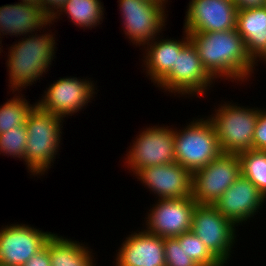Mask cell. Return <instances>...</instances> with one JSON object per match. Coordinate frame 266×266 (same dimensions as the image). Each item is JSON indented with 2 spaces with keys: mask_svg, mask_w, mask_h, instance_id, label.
<instances>
[{
  "mask_svg": "<svg viewBox=\"0 0 266 266\" xmlns=\"http://www.w3.org/2000/svg\"><path fill=\"white\" fill-rule=\"evenodd\" d=\"M133 141L124 164L134 175L146 167L175 162L174 128L147 127Z\"/></svg>",
  "mask_w": 266,
  "mask_h": 266,
  "instance_id": "10",
  "label": "cell"
},
{
  "mask_svg": "<svg viewBox=\"0 0 266 266\" xmlns=\"http://www.w3.org/2000/svg\"><path fill=\"white\" fill-rule=\"evenodd\" d=\"M266 201L264 195L246 177L240 175L213 206L236 226L258 213ZM261 206V207H260Z\"/></svg>",
  "mask_w": 266,
  "mask_h": 266,
  "instance_id": "16",
  "label": "cell"
},
{
  "mask_svg": "<svg viewBox=\"0 0 266 266\" xmlns=\"http://www.w3.org/2000/svg\"><path fill=\"white\" fill-rule=\"evenodd\" d=\"M165 4L167 3L168 4V0H162Z\"/></svg>",
  "mask_w": 266,
  "mask_h": 266,
  "instance_id": "34",
  "label": "cell"
},
{
  "mask_svg": "<svg viewBox=\"0 0 266 266\" xmlns=\"http://www.w3.org/2000/svg\"><path fill=\"white\" fill-rule=\"evenodd\" d=\"M135 176L158 199L191 197L192 173L179 163L146 167Z\"/></svg>",
  "mask_w": 266,
  "mask_h": 266,
  "instance_id": "15",
  "label": "cell"
},
{
  "mask_svg": "<svg viewBox=\"0 0 266 266\" xmlns=\"http://www.w3.org/2000/svg\"><path fill=\"white\" fill-rule=\"evenodd\" d=\"M237 155L241 175L250 180L266 198V151L249 149Z\"/></svg>",
  "mask_w": 266,
  "mask_h": 266,
  "instance_id": "23",
  "label": "cell"
},
{
  "mask_svg": "<svg viewBox=\"0 0 266 266\" xmlns=\"http://www.w3.org/2000/svg\"><path fill=\"white\" fill-rule=\"evenodd\" d=\"M21 2L29 3L35 6H38L42 9L43 0H21Z\"/></svg>",
  "mask_w": 266,
  "mask_h": 266,
  "instance_id": "32",
  "label": "cell"
},
{
  "mask_svg": "<svg viewBox=\"0 0 266 266\" xmlns=\"http://www.w3.org/2000/svg\"><path fill=\"white\" fill-rule=\"evenodd\" d=\"M236 30L256 65L266 63V6L238 10Z\"/></svg>",
  "mask_w": 266,
  "mask_h": 266,
  "instance_id": "20",
  "label": "cell"
},
{
  "mask_svg": "<svg viewBox=\"0 0 266 266\" xmlns=\"http://www.w3.org/2000/svg\"><path fill=\"white\" fill-rule=\"evenodd\" d=\"M46 244L49 246L51 266H96L91 249L79 241L53 233Z\"/></svg>",
  "mask_w": 266,
  "mask_h": 266,
  "instance_id": "21",
  "label": "cell"
},
{
  "mask_svg": "<svg viewBox=\"0 0 266 266\" xmlns=\"http://www.w3.org/2000/svg\"><path fill=\"white\" fill-rule=\"evenodd\" d=\"M151 1H153L155 3H159V4H165L162 0H151Z\"/></svg>",
  "mask_w": 266,
  "mask_h": 266,
  "instance_id": "33",
  "label": "cell"
},
{
  "mask_svg": "<svg viewBox=\"0 0 266 266\" xmlns=\"http://www.w3.org/2000/svg\"><path fill=\"white\" fill-rule=\"evenodd\" d=\"M184 242V250L199 266H224L190 230L178 236Z\"/></svg>",
  "mask_w": 266,
  "mask_h": 266,
  "instance_id": "25",
  "label": "cell"
},
{
  "mask_svg": "<svg viewBox=\"0 0 266 266\" xmlns=\"http://www.w3.org/2000/svg\"><path fill=\"white\" fill-rule=\"evenodd\" d=\"M16 95L17 93L0 106V134L25 125L28 114L36 105V103L29 104L23 95Z\"/></svg>",
  "mask_w": 266,
  "mask_h": 266,
  "instance_id": "24",
  "label": "cell"
},
{
  "mask_svg": "<svg viewBox=\"0 0 266 266\" xmlns=\"http://www.w3.org/2000/svg\"><path fill=\"white\" fill-rule=\"evenodd\" d=\"M187 8L183 24L187 33L236 29L238 8L233 0H191Z\"/></svg>",
  "mask_w": 266,
  "mask_h": 266,
  "instance_id": "14",
  "label": "cell"
},
{
  "mask_svg": "<svg viewBox=\"0 0 266 266\" xmlns=\"http://www.w3.org/2000/svg\"><path fill=\"white\" fill-rule=\"evenodd\" d=\"M204 119H194L183 130L174 128L175 162L191 173L222 153L213 125Z\"/></svg>",
  "mask_w": 266,
  "mask_h": 266,
  "instance_id": "5",
  "label": "cell"
},
{
  "mask_svg": "<svg viewBox=\"0 0 266 266\" xmlns=\"http://www.w3.org/2000/svg\"><path fill=\"white\" fill-rule=\"evenodd\" d=\"M203 67L215 79L247 81L256 63L246 51L243 38L236 29L216 32H190Z\"/></svg>",
  "mask_w": 266,
  "mask_h": 266,
  "instance_id": "1",
  "label": "cell"
},
{
  "mask_svg": "<svg viewBox=\"0 0 266 266\" xmlns=\"http://www.w3.org/2000/svg\"><path fill=\"white\" fill-rule=\"evenodd\" d=\"M95 87L93 81L86 78L59 77V80L46 88L47 91H44L42 99L36 104L42 110L62 118L73 116L91 102L97 90Z\"/></svg>",
  "mask_w": 266,
  "mask_h": 266,
  "instance_id": "11",
  "label": "cell"
},
{
  "mask_svg": "<svg viewBox=\"0 0 266 266\" xmlns=\"http://www.w3.org/2000/svg\"><path fill=\"white\" fill-rule=\"evenodd\" d=\"M67 0H43L42 12L50 20Z\"/></svg>",
  "mask_w": 266,
  "mask_h": 266,
  "instance_id": "30",
  "label": "cell"
},
{
  "mask_svg": "<svg viewBox=\"0 0 266 266\" xmlns=\"http://www.w3.org/2000/svg\"><path fill=\"white\" fill-rule=\"evenodd\" d=\"M49 25V19L43 14L40 7L18 2L0 7V36H17L34 34ZM34 32V33H33ZM0 42L2 43L1 37Z\"/></svg>",
  "mask_w": 266,
  "mask_h": 266,
  "instance_id": "18",
  "label": "cell"
},
{
  "mask_svg": "<svg viewBox=\"0 0 266 266\" xmlns=\"http://www.w3.org/2000/svg\"><path fill=\"white\" fill-rule=\"evenodd\" d=\"M166 266H199L184 250V242L177 236L164 238Z\"/></svg>",
  "mask_w": 266,
  "mask_h": 266,
  "instance_id": "27",
  "label": "cell"
},
{
  "mask_svg": "<svg viewBox=\"0 0 266 266\" xmlns=\"http://www.w3.org/2000/svg\"><path fill=\"white\" fill-rule=\"evenodd\" d=\"M253 150L266 151V109L260 108L253 135Z\"/></svg>",
  "mask_w": 266,
  "mask_h": 266,
  "instance_id": "28",
  "label": "cell"
},
{
  "mask_svg": "<svg viewBox=\"0 0 266 266\" xmlns=\"http://www.w3.org/2000/svg\"><path fill=\"white\" fill-rule=\"evenodd\" d=\"M236 227L213 205L197 204L193 211L191 231L224 266L236 242Z\"/></svg>",
  "mask_w": 266,
  "mask_h": 266,
  "instance_id": "6",
  "label": "cell"
},
{
  "mask_svg": "<svg viewBox=\"0 0 266 266\" xmlns=\"http://www.w3.org/2000/svg\"><path fill=\"white\" fill-rule=\"evenodd\" d=\"M183 32L185 34L182 40L162 38L159 40L158 36L147 43V47L143 46L145 49L143 55H146L143 56L144 63L142 65L144 68L146 67V76H149L154 85H157L171 71L175 65L176 54H179L181 49L190 41L188 33Z\"/></svg>",
  "mask_w": 266,
  "mask_h": 266,
  "instance_id": "19",
  "label": "cell"
},
{
  "mask_svg": "<svg viewBox=\"0 0 266 266\" xmlns=\"http://www.w3.org/2000/svg\"><path fill=\"white\" fill-rule=\"evenodd\" d=\"M125 36L136 46H146L165 29L166 4L151 0H118Z\"/></svg>",
  "mask_w": 266,
  "mask_h": 266,
  "instance_id": "9",
  "label": "cell"
},
{
  "mask_svg": "<svg viewBox=\"0 0 266 266\" xmlns=\"http://www.w3.org/2000/svg\"><path fill=\"white\" fill-rule=\"evenodd\" d=\"M238 10L266 6V0H233Z\"/></svg>",
  "mask_w": 266,
  "mask_h": 266,
  "instance_id": "31",
  "label": "cell"
},
{
  "mask_svg": "<svg viewBox=\"0 0 266 266\" xmlns=\"http://www.w3.org/2000/svg\"><path fill=\"white\" fill-rule=\"evenodd\" d=\"M197 204L192 197L158 199L145 218L144 230L161 238H174L190 231Z\"/></svg>",
  "mask_w": 266,
  "mask_h": 266,
  "instance_id": "12",
  "label": "cell"
},
{
  "mask_svg": "<svg viewBox=\"0 0 266 266\" xmlns=\"http://www.w3.org/2000/svg\"><path fill=\"white\" fill-rule=\"evenodd\" d=\"M52 232H44L26 224H11L0 228V264L23 266L40 251Z\"/></svg>",
  "mask_w": 266,
  "mask_h": 266,
  "instance_id": "13",
  "label": "cell"
},
{
  "mask_svg": "<svg viewBox=\"0 0 266 266\" xmlns=\"http://www.w3.org/2000/svg\"><path fill=\"white\" fill-rule=\"evenodd\" d=\"M116 253L115 266H166L164 238L144 229L129 234Z\"/></svg>",
  "mask_w": 266,
  "mask_h": 266,
  "instance_id": "17",
  "label": "cell"
},
{
  "mask_svg": "<svg viewBox=\"0 0 266 266\" xmlns=\"http://www.w3.org/2000/svg\"><path fill=\"white\" fill-rule=\"evenodd\" d=\"M103 5L100 0H67L49 23L53 24L64 12L76 26L92 29L101 24L100 22L104 19Z\"/></svg>",
  "mask_w": 266,
  "mask_h": 266,
  "instance_id": "22",
  "label": "cell"
},
{
  "mask_svg": "<svg viewBox=\"0 0 266 266\" xmlns=\"http://www.w3.org/2000/svg\"><path fill=\"white\" fill-rule=\"evenodd\" d=\"M215 80L208 74L202 65L195 46L189 41L176 54L175 65L171 71L157 84L162 90L174 95L180 94L204 96ZM202 94V95H201Z\"/></svg>",
  "mask_w": 266,
  "mask_h": 266,
  "instance_id": "8",
  "label": "cell"
},
{
  "mask_svg": "<svg viewBox=\"0 0 266 266\" xmlns=\"http://www.w3.org/2000/svg\"><path fill=\"white\" fill-rule=\"evenodd\" d=\"M27 142V130L25 125H20L0 134V155L12 156L23 160Z\"/></svg>",
  "mask_w": 266,
  "mask_h": 266,
  "instance_id": "26",
  "label": "cell"
},
{
  "mask_svg": "<svg viewBox=\"0 0 266 266\" xmlns=\"http://www.w3.org/2000/svg\"><path fill=\"white\" fill-rule=\"evenodd\" d=\"M240 175L238 155L221 153L205 167L192 172L191 197L198 204L213 205Z\"/></svg>",
  "mask_w": 266,
  "mask_h": 266,
  "instance_id": "7",
  "label": "cell"
},
{
  "mask_svg": "<svg viewBox=\"0 0 266 266\" xmlns=\"http://www.w3.org/2000/svg\"><path fill=\"white\" fill-rule=\"evenodd\" d=\"M64 118L42 110L37 104L26 119L27 142L23 160L28 171L42 176L51 168V163L60 147ZM62 126V127H61Z\"/></svg>",
  "mask_w": 266,
  "mask_h": 266,
  "instance_id": "3",
  "label": "cell"
},
{
  "mask_svg": "<svg viewBox=\"0 0 266 266\" xmlns=\"http://www.w3.org/2000/svg\"><path fill=\"white\" fill-rule=\"evenodd\" d=\"M50 33L52 32L25 36L8 48L6 62L9 71L8 86L13 93L15 91L20 93L19 90L33 85L34 81L40 80L42 75L48 72L49 65L52 64L54 57L56 58L54 50L57 45L55 35Z\"/></svg>",
  "mask_w": 266,
  "mask_h": 266,
  "instance_id": "2",
  "label": "cell"
},
{
  "mask_svg": "<svg viewBox=\"0 0 266 266\" xmlns=\"http://www.w3.org/2000/svg\"><path fill=\"white\" fill-rule=\"evenodd\" d=\"M23 266H51L49 246H45L33 255Z\"/></svg>",
  "mask_w": 266,
  "mask_h": 266,
  "instance_id": "29",
  "label": "cell"
},
{
  "mask_svg": "<svg viewBox=\"0 0 266 266\" xmlns=\"http://www.w3.org/2000/svg\"><path fill=\"white\" fill-rule=\"evenodd\" d=\"M220 104L207 117L214 127L222 153L239 154L253 149V135L260 108Z\"/></svg>",
  "mask_w": 266,
  "mask_h": 266,
  "instance_id": "4",
  "label": "cell"
}]
</instances>
